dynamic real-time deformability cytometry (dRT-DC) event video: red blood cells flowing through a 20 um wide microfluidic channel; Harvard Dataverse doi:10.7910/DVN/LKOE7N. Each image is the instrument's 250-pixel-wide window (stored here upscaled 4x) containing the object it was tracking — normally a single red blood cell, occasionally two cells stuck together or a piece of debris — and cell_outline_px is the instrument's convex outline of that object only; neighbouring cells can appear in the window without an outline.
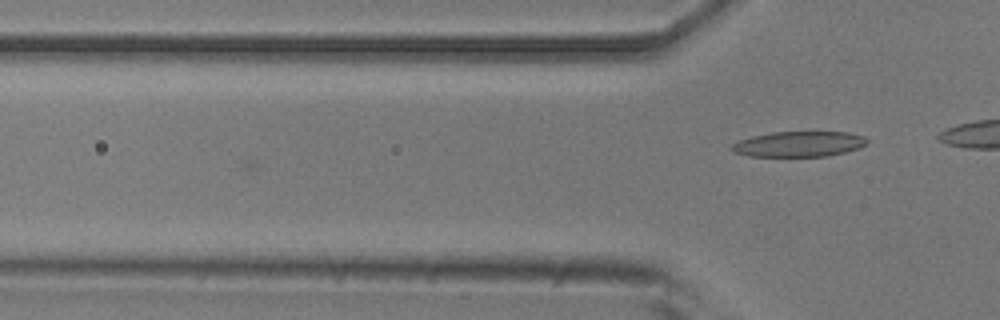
{"species": "common noctule bat (a hibernating species)", "species_latin": "Nyctalus noctula", "temperature_condition": "room temperature", "stored_images_in_passage": 4, "camera_frame_rate_fps": 3000, "um_per_image_px": 0.085, "animal": {"sex": "male", "body_mass_g": 20.5, "forearm_length_mm": 52.5}, "frame": {"image": 1, "passage_image": 4, "time_ms": 1.0, "image_size_px": [1000, 320], "cell_outline_px": [[868, 144], [860, 148], [828, 156], [748, 156], [732, 152], [728, 148], [732, 144], [740, 140], [752, 136], [772, 132], [848, 132], [864, 136], [868, 140]], "centroid_in_image_um": [67.9, 12.24], "position_along_channel_um": 57.9, "area_um2": 20.17}}